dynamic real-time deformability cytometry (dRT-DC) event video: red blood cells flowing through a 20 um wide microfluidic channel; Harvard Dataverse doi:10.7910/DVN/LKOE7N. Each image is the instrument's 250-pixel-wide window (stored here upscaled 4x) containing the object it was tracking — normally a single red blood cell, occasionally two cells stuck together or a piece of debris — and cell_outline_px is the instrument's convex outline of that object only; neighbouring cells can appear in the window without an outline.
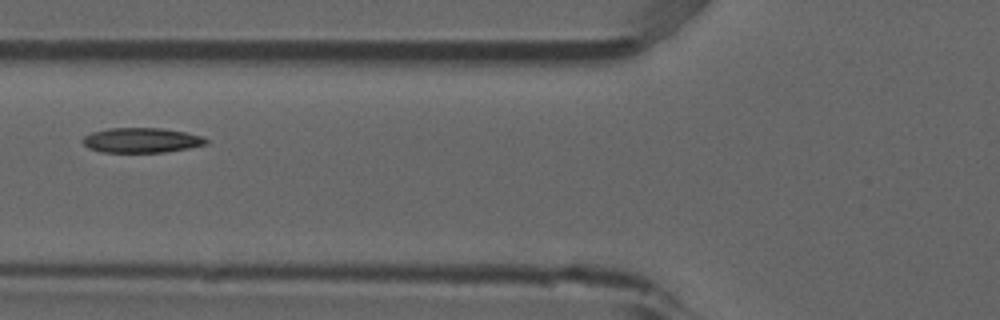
{"species": "common noctule bat (a hibernating species)", "species_latin": "Nyctalus noctula", "temperature_condition": "room temperature", "stored_images_in_passage": 4, "camera_frame_rate_fps": 3000, "um_per_image_px": 0.085, "animal": {"sex": "male", "forearm_length_mm": 52.5}, "frame": {"image": 1, "passage_image": 3, "time_ms": 0.667, "image_size_px": [1000, 320], "cell_outline_px": [[208, 144], [188, 148], [164, 152], [100, 152], [88, 148], [80, 140], [84, 136], [92, 132], [108, 128], [160, 128], [184, 132], [200, 136], [208, 140]], "centroid_in_image_um": [11.98, 11.92], "position_along_channel_um": 113.8, "area_um2": 17.86}}
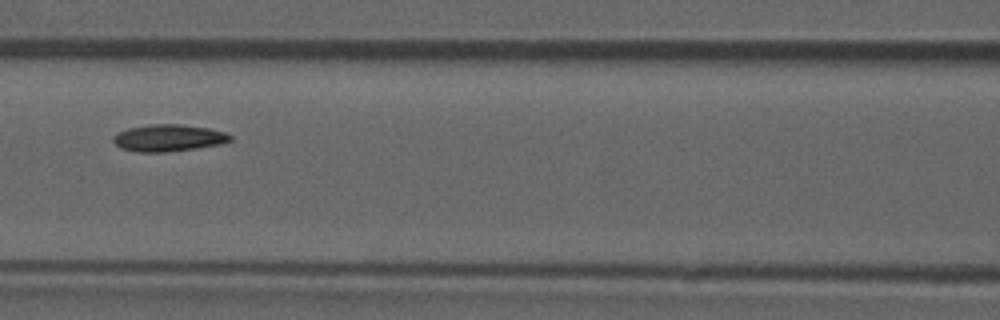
{"frame": {"image": 2, "passage_image": 4, "time_ms": 1.0, "image_size_px": [1000, 320], "cell_outline_px": [[232, 140], [220, 144], [196, 148], [164, 152], [136, 152], [120, 148], [112, 140], [112, 136], [116, 132], [128, 128], [152, 124], [180, 124], [208, 128], [224, 132], [232, 136]], "centroid_in_image_um": [14.28, 11.72], "position_along_channel_um": 152.3, "area_um2": 18.38}}